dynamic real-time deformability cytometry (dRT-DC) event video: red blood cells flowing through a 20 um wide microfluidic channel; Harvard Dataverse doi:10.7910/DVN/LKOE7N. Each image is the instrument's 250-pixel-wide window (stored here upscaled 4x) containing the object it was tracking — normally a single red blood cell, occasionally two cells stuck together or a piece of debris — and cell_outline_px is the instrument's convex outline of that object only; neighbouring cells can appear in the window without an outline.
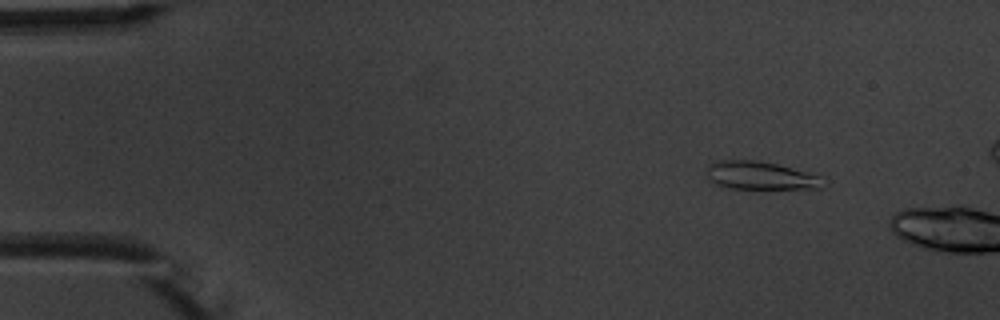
{"species": "common noctule bat (a hibernating species)", "species_latin": "Nyctalus noctula", "temperature_condition": "warm", "stored_images_in_passage": 3, "camera_frame_rate_fps": 3000, "um_per_image_px": 0.085, "animal": {"sex": "male", "body_mass_g": 20.1, "forearm_length_mm": 53.5}, "frame": {"image": 1, "passage_image": 2, "time_ms": 1.0, "image_size_px": [1000, 320], "cell_outline_px": [[820, 188], [732, 188], [716, 184], [708, 180], [708, 164], [720, 160], [756, 160], [776, 164], [804, 172], [816, 176]], "centroid_in_image_um": [64.47, 14.91], "position_along_channel_um": 20.5, "area_um2": 18.15}}